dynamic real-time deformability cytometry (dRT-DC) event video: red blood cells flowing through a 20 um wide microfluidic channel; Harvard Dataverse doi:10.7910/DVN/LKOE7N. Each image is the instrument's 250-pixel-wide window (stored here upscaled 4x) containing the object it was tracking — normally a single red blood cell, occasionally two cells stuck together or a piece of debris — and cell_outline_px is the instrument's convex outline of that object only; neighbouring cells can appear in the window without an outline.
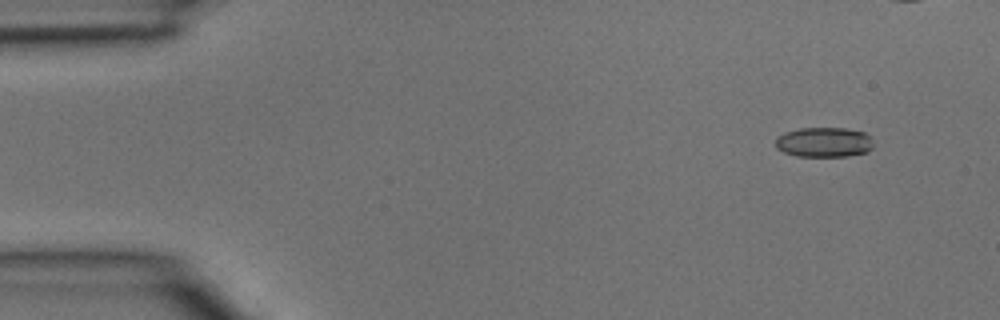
{"species": "common noctule bat (a hibernating species)", "species_latin": "Nyctalus noctula", "temperature_condition": "room temperature", "stored_images_in_passage": 5, "segment_of_instrument_passage": [2, 2], "camera_frame_rate_fps": 3000, "um_per_image_px": 0.085, "animal": {"sex": "male", "body_mass_g": 15.6}, "frame": {"image": 1, "passage_image": 5, "time_ms": 1.333, "image_size_px": [1000, 320], "cell_outline_px": [[872, 148], [868, 152], [848, 156], [796, 156], [784, 152], [776, 148], [776, 136], [784, 132], [800, 128], [844, 128], [864, 132], [872, 140]], "centroid_in_image_um": [70.02, 12.09], "position_along_channel_um": 15.0, "area_um2": 17.11}}